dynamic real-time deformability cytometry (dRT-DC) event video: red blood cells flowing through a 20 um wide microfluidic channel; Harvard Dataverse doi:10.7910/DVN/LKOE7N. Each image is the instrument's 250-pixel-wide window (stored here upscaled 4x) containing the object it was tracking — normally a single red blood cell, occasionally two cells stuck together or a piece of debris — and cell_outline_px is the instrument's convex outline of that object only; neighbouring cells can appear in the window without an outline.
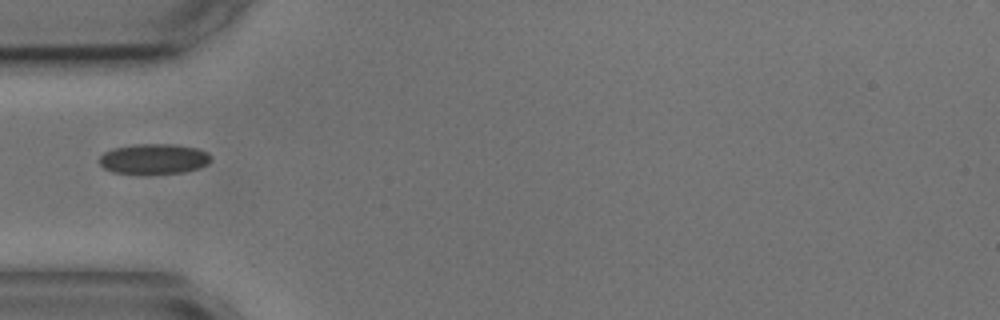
{"species": "common noctule bat (a hibernating species)", "species_latin": "Nyctalus noctula", "temperature_condition": "cold", "stored_images_in_passage": 1, "camera_frame_rate_fps": 3000, "um_per_image_px": 0.085, "animal": {"sex": "male", "body_mass_g": 17.9, "forearm_length_mm": 54.2}, "frame": {"image": 1, "passage_image": 1, "time_ms": 0.0, "image_size_px": [1000, 320], "cell_outline_px": [[212, 160], [208, 164], [200, 168], [184, 172], [112, 172], [104, 168], [100, 164], [100, 156], [104, 152], [112, 148], [132, 144], [176, 144], [196, 148], [208, 152], [212, 156]], "centroid_in_image_um": [13.12, 13.47], "position_along_channel_um": 71.9, "area_um2": 19.48}}